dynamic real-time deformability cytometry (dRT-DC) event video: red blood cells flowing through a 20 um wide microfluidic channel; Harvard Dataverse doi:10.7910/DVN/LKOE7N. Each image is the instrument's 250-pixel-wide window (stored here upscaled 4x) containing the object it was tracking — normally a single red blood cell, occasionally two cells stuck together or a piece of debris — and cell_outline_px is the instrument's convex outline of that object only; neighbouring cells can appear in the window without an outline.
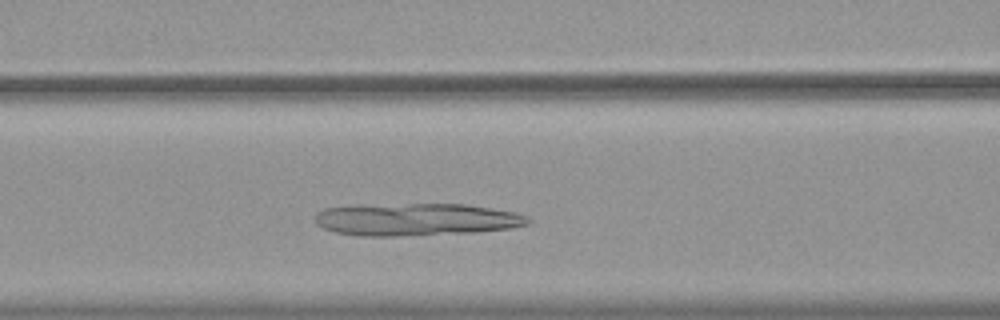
{"species": "common noctule bat (a hibernating species)", "species_latin": "Nyctalus noctula", "temperature_condition": "warm", "stored_images_in_passage": 35, "camera_frame_rate_fps": 3000, "um_per_image_px": 0.085, "animal": {"sex": "female", "body_mass_g": 19.9}, "frame": {"image": 1, "passage_image": 13, "time_ms": 4.0, "image_size_px": [1000, 320], "cell_outline_px": [[532, 220], [528, 224], [508, 228], [476, 232], [400, 236], [360, 236], [336, 232], [324, 228], [316, 224], [316, 212], [324, 208], [352, 204], [464, 204], [492, 208], [516, 212], [528, 216]], "centroid_in_image_um": [35.35, 18.64], "position_along_channel_um": 131.3, "area_um2": 40.69}}
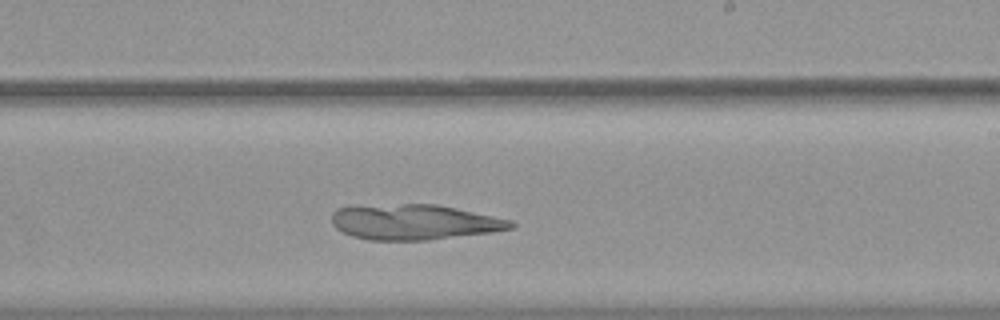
{"frame": {"image": 2, "passage_image": 23, "time_ms": 7.333, "image_size_px": [1000, 320], "cell_outline_px": [[516, 224], [512, 228], [492, 232], [428, 240], [368, 240], [352, 236], [340, 232], [332, 224], [332, 212], [336, 208], [348, 204], [436, 204], [512, 220]], "centroid_in_image_um": [35.11, 18.86], "position_along_channel_um": 253.9, "area_um2": 37.45}}
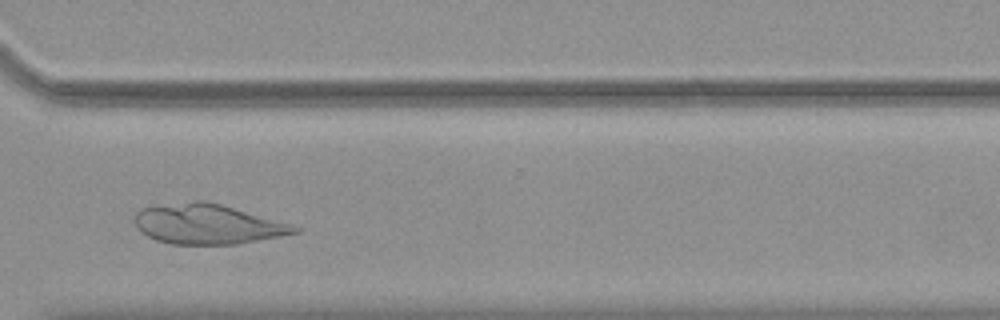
{"frame": {"image": 3, "passage_image": 31, "time_ms": 10.0, "image_size_px": [1000, 320], "cell_outline_px": [[304, 228], [300, 232], [280, 236], [236, 244], [172, 244], [156, 240], [140, 232], [136, 228], [136, 212], [140, 208], [192, 200], [208, 200], [296, 224]], "centroid_in_image_um": [17.72, 19.03], "position_along_channel_um": 352.9, "area_um2": 37.8}}